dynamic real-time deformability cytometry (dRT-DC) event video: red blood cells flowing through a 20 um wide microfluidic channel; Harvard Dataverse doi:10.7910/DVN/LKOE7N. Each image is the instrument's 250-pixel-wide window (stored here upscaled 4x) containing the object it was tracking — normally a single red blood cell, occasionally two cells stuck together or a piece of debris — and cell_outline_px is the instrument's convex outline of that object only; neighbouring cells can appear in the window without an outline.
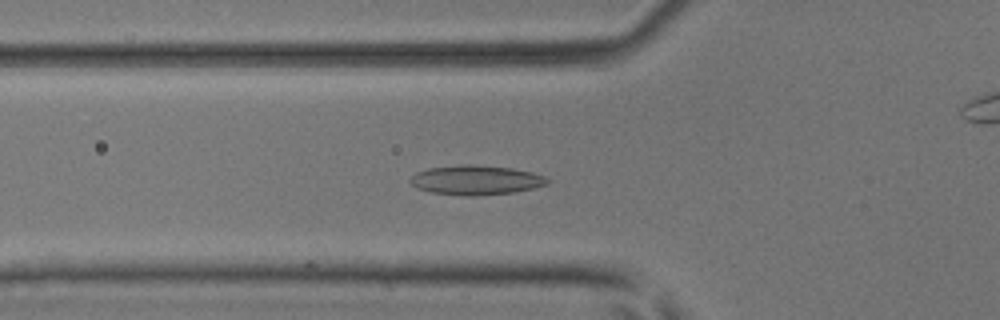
{"species": "common noctule bat (a hibernating species)", "species_latin": "Nyctalus noctula", "temperature_condition": "room temperature", "stored_images_in_passage": 8, "camera_frame_rate_fps": 3000, "um_per_image_px": 0.085, "animal": {"sex": "male", "body_mass_g": 17.9, "forearm_length_mm": 54.2}, "frame": {"image": 1, "passage_image": 4, "time_ms": 1.0, "image_size_px": [1000, 320], "cell_outline_px": [[548, 184], [532, 188], [512, 192], [476, 196], [464, 196], [428, 192], [416, 188], [408, 180], [416, 172], [428, 168], [464, 164], [472, 164], [512, 168], [532, 172], [544, 176], [548, 180]], "centroid_in_image_um": [40.4, 15.3], "position_along_channel_um": 85.4, "area_um2": 23.64}}
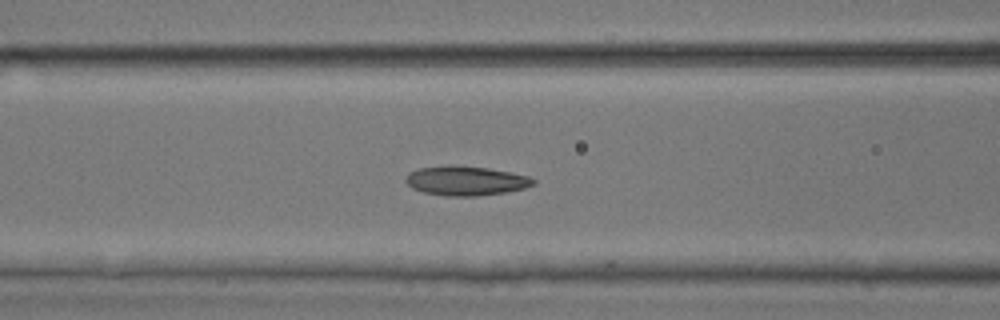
{"frame": {"image": 2, "passage_image": 7, "time_ms": 2.0, "image_size_px": [1000, 320], "cell_outline_px": [[536, 184], [524, 188], [508, 192], [476, 196], [444, 196], [424, 192], [412, 188], [404, 180], [412, 172], [420, 168], [488, 168], [528, 176], [536, 180]], "centroid_in_image_um": [39.67, 15.42], "position_along_channel_um": 126.9, "area_um2": 20.87}}